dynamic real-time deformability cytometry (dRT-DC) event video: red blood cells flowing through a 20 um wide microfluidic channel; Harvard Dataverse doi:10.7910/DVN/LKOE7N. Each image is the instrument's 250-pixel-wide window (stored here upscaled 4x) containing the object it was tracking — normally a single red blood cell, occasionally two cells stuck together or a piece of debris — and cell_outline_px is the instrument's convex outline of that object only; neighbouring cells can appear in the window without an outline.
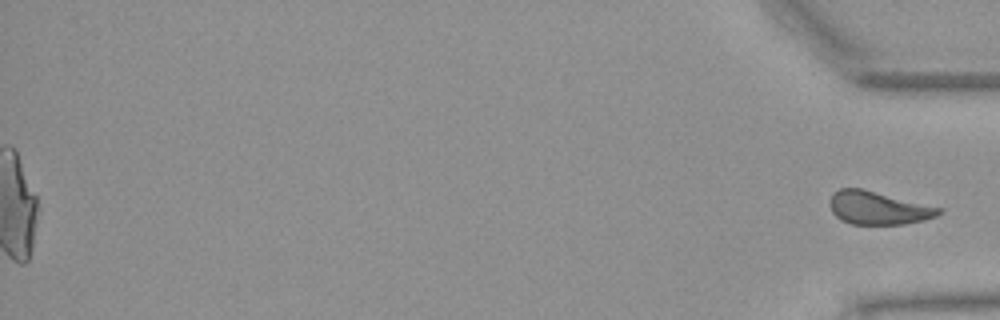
{"species": "Egyptian fruit bat (a non-hibernating species)", "species_latin": "Rousettus aegyptiacus", "temperature_condition": "warm", "stored_images_in_passage": 53, "segment_of_instrument_passage": [2, 2], "camera_frame_rate_fps": 3000, "um_per_image_px": 0.085, "animal": {"sex": "female"}, "frame": {"image": 1, "passage_image": 53, "time_ms": 17.333, "image_size_px": [1000, 320], "cell_outline_px": [[944, 212], [936, 216], [924, 220], [904, 224], [852, 224], [840, 220], [832, 212], [832, 192], [840, 188], [860, 188], [944, 208]], "centroid_in_image_um": [74.7, 17.68], "position_along_channel_um": 360.5, "area_um2": 20.92}}